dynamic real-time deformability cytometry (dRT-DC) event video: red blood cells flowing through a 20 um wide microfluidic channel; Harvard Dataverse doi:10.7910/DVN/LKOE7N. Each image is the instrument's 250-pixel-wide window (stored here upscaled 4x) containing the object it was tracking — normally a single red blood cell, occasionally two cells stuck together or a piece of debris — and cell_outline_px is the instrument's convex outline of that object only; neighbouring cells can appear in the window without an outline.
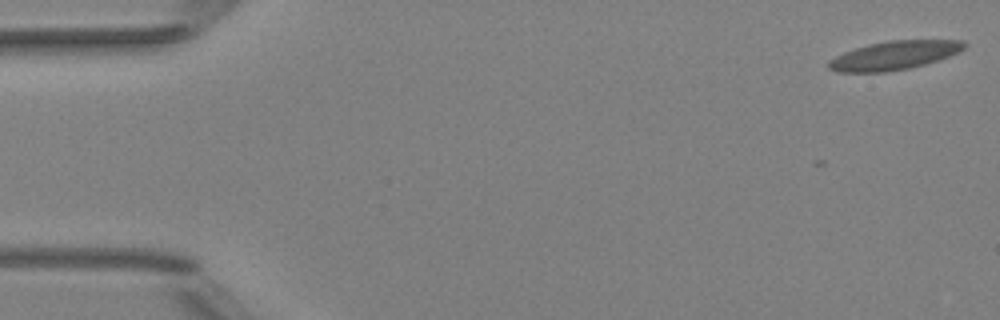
{"species": "Egyptian fruit bat (a non-hibernating species)", "species_latin": "Rousettus aegyptiacus", "temperature_condition": "room temperature", "stored_images_in_passage": 7, "camera_frame_rate_fps": 3000, "um_per_image_px": 0.085, "animal": {"sex": "female"}, "frame": {"image": 1, "passage_image": 1, "time_ms": 0.0, "image_size_px": [1000, 320], "cell_outline_px": [[968, 44], [964, 48], [948, 56], [924, 64], [908, 68], [884, 72], [836, 72], [828, 68], [828, 60], [844, 52], [868, 44], [888, 40], [964, 40]], "centroid_in_image_um": [75.97, 4.7], "position_along_channel_um": 9.0, "area_um2": 22.48}}